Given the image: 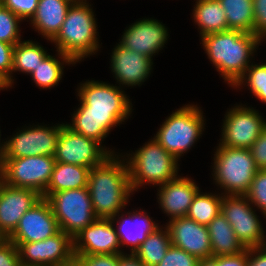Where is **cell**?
Returning <instances> with one entry per match:
<instances>
[{
    "label": "cell",
    "instance_id": "1",
    "mask_svg": "<svg viewBox=\"0 0 266 266\" xmlns=\"http://www.w3.org/2000/svg\"><path fill=\"white\" fill-rule=\"evenodd\" d=\"M77 90L80 106L73 113L72 124L65 125L103 145L111 129L131 115L133 106L129 96L116 84L97 80H87Z\"/></svg>",
    "mask_w": 266,
    "mask_h": 266
},
{
    "label": "cell",
    "instance_id": "2",
    "mask_svg": "<svg viewBox=\"0 0 266 266\" xmlns=\"http://www.w3.org/2000/svg\"><path fill=\"white\" fill-rule=\"evenodd\" d=\"M201 41L208 59L231 87L244 75L262 43L252 33L231 29L204 35Z\"/></svg>",
    "mask_w": 266,
    "mask_h": 266
},
{
    "label": "cell",
    "instance_id": "3",
    "mask_svg": "<svg viewBox=\"0 0 266 266\" xmlns=\"http://www.w3.org/2000/svg\"><path fill=\"white\" fill-rule=\"evenodd\" d=\"M119 156L110 155L101 165L89 171L87 187L97 218L111 219L127 206L133 194L127 161Z\"/></svg>",
    "mask_w": 266,
    "mask_h": 266
},
{
    "label": "cell",
    "instance_id": "4",
    "mask_svg": "<svg viewBox=\"0 0 266 266\" xmlns=\"http://www.w3.org/2000/svg\"><path fill=\"white\" fill-rule=\"evenodd\" d=\"M95 19L87 0H75L68 8L59 33L51 41L56 45V51L69 56L75 63L97 53L101 47Z\"/></svg>",
    "mask_w": 266,
    "mask_h": 266
},
{
    "label": "cell",
    "instance_id": "5",
    "mask_svg": "<svg viewBox=\"0 0 266 266\" xmlns=\"http://www.w3.org/2000/svg\"><path fill=\"white\" fill-rule=\"evenodd\" d=\"M122 157H127L132 192L138 191L143 185L159 186L179 176L178 160L154 138Z\"/></svg>",
    "mask_w": 266,
    "mask_h": 266
},
{
    "label": "cell",
    "instance_id": "6",
    "mask_svg": "<svg viewBox=\"0 0 266 266\" xmlns=\"http://www.w3.org/2000/svg\"><path fill=\"white\" fill-rule=\"evenodd\" d=\"M213 162V180L222 195H246L258 169L249 149L218 145Z\"/></svg>",
    "mask_w": 266,
    "mask_h": 266
},
{
    "label": "cell",
    "instance_id": "7",
    "mask_svg": "<svg viewBox=\"0 0 266 266\" xmlns=\"http://www.w3.org/2000/svg\"><path fill=\"white\" fill-rule=\"evenodd\" d=\"M204 120L200 107L187 104L169 115L153 138L179 161L200 139L205 129Z\"/></svg>",
    "mask_w": 266,
    "mask_h": 266
},
{
    "label": "cell",
    "instance_id": "8",
    "mask_svg": "<svg viewBox=\"0 0 266 266\" xmlns=\"http://www.w3.org/2000/svg\"><path fill=\"white\" fill-rule=\"evenodd\" d=\"M46 200L50 203L59 229L72 239L97 219L88 187L55 192Z\"/></svg>",
    "mask_w": 266,
    "mask_h": 266
},
{
    "label": "cell",
    "instance_id": "9",
    "mask_svg": "<svg viewBox=\"0 0 266 266\" xmlns=\"http://www.w3.org/2000/svg\"><path fill=\"white\" fill-rule=\"evenodd\" d=\"M54 164V156L49 155L4 158L0 167L1 181L8 186L32 189L43 195L50 182Z\"/></svg>",
    "mask_w": 266,
    "mask_h": 266
},
{
    "label": "cell",
    "instance_id": "10",
    "mask_svg": "<svg viewBox=\"0 0 266 266\" xmlns=\"http://www.w3.org/2000/svg\"><path fill=\"white\" fill-rule=\"evenodd\" d=\"M246 195H223L221 214L232 226L236 237L247 248L263 247L266 235L256 210Z\"/></svg>",
    "mask_w": 266,
    "mask_h": 266
},
{
    "label": "cell",
    "instance_id": "11",
    "mask_svg": "<svg viewBox=\"0 0 266 266\" xmlns=\"http://www.w3.org/2000/svg\"><path fill=\"white\" fill-rule=\"evenodd\" d=\"M103 146L94 139L72 131L65 123H62L54 154L55 162L80 165L91 169L101 165L110 155L118 153Z\"/></svg>",
    "mask_w": 266,
    "mask_h": 266
},
{
    "label": "cell",
    "instance_id": "12",
    "mask_svg": "<svg viewBox=\"0 0 266 266\" xmlns=\"http://www.w3.org/2000/svg\"><path fill=\"white\" fill-rule=\"evenodd\" d=\"M266 127L259 111L246 105H235L224 116L220 146L249 149Z\"/></svg>",
    "mask_w": 266,
    "mask_h": 266
},
{
    "label": "cell",
    "instance_id": "13",
    "mask_svg": "<svg viewBox=\"0 0 266 266\" xmlns=\"http://www.w3.org/2000/svg\"><path fill=\"white\" fill-rule=\"evenodd\" d=\"M62 124L45 126L37 124L22 128L4 141V158H23L28 156H54Z\"/></svg>",
    "mask_w": 266,
    "mask_h": 266
},
{
    "label": "cell",
    "instance_id": "14",
    "mask_svg": "<svg viewBox=\"0 0 266 266\" xmlns=\"http://www.w3.org/2000/svg\"><path fill=\"white\" fill-rule=\"evenodd\" d=\"M17 248L22 266H60L75 258L73 239L62 230L43 241L21 243Z\"/></svg>",
    "mask_w": 266,
    "mask_h": 266
},
{
    "label": "cell",
    "instance_id": "15",
    "mask_svg": "<svg viewBox=\"0 0 266 266\" xmlns=\"http://www.w3.org/2000/svg\"><path fill=\"white\" fill-rule=\"evenodd\" d=\"M50 203L41 198L19 220L16 229L7 237L18 247L21 243L43 241L59 231Z\"/></svg>",
    "mask_w": 266,
    "mask_h": 266
},
{
    "label": "cell",
    "instance_id": "16",
    "mask_svg": "<svg viewBox=\"0 0 266 266\" xmlns=\"http://www.w3.org/2000/svg\"><path fill=\"white\" fill-rule=\"evenodd\" d=\"M111 219L97 218L73 238L74 255L124 253Z\"/></svg>",
    "mask_w": 266,
    "mask_h": 266
},
{
    "label": "cell",
    "instance_id": "17",
    "mask_svg": "<svg viewBox=\"0 0 266 266\" xmlns=\"http://www.w3.org/2000/svg\"><path fill=\"white\" fill-rule=\"evenodd\" d=\"M171 245L183 249L200 261L212 257L208 227L187 217L170 220L166 225Z\"/></svg>",
    "mask_w": 266,
    "mask_h": 266
},
{
    "label": "cell",
    "instance_id": "18",
    "mask_svg": "<svg viewBox=\"0 0 266 266\" xmlns=\"http://www.w3.org/2000/svg\"><path fill=\"white\" fill-rule=\"evenodd\" d=\"M168 28L153 18H143L128 26L119 42L124 47L153 59L169 38ZM154 55V56H153Z\"/></svg>",
    "mask_w": 266,
    "mask_h": 266
},
{
    "label": "cell",
    "instance_id": "19",
    "mask_svg": "<svg viewBox=\"0 0 266 266\" xmlns=\"http://www.w3.org/2000/svg\"><path fill=\"white\" fill-rule=\"evenodd\" d=\"M112 50L111 72L119 87L141 86L152 71L153 59L117 43Z\"/></svg>",
    "mask_w": 266,
    "mask_h": 266
},
{
    "label": "cell",
    "instance_id": "20",
    "mask_svg": "<svg viewBox=\"0 0 266 266\" xmlns=\"http://www.w3.org/2000/svg\"><path fill=\"white\" fill-rule=\"evenodd\" d=\"M37 191L15 188L0 181V232L7 238L17 227L19 220L40 199Z\"/></svg>",
    "mask_w": 266,
    "mask_h": 266
},
{
    "label": "cell",
    "instance_id": "21",
    "mask_svg": "<svg viewBox=\"0 0 266 266\" xmlns=\"http://www.w3.org/2000/svg\"><path fill=\"white\" fill-rule=\"evenodd\" d=\"M158 189L157 202L162 211L169 217V221L186 217L193 198L200 190L195 180L180 175L167 183L159 185Z\"/></svg>",
    "mask_w": 266,
    "mask_h": 266
},
{
    "label": "cell",
    "instance_id": "22",
    "mask_svg": "<svg viewBox=\"0 0 266 266\" xmlns=\"http://www.w3.org/2000/svg\"><path fill=\"white\" fill-rule=\"evenodd\" d=\"M111 221L114 225L115 222L117 224L115 230L121 247H130V253H135L148 235L159 227L158 223L153 221L149 214L142 209L127 213L119 211L111 218Z\"/></svg>",
    "mask_w": 266,
    "mask_h": 266
},
{
    "label": "cell",
    "instance_id": "23",
    "mask_svg": "<svg viewBox=\"0 0 266 266\" xmlns=\"http://www.w3.org/2000/svg\"><path fill=\"white\" fill-rule=\"evenodd\" d=\"M75 0H39L35 14L29 20L35 31L50 42L59 33L68 8Z\"/></svg>",
    "mask_w": 266,
    "mask_h": 266
},
{
    "label": "cell",
    "instance_id": "24",
    "mask_svg": "<svg viewBox=\"0 0 266 266\" xmlns=\"http://www.w3.org/2000/svg\"><path fill=\"white\" fill-rule=\"evenodd\" d=\"M90 168L55 162L50 182L42 195L47 199L52 193L88 186Z\"/></svg>",
    "mask_w": 266,
    "mask_h": 266
},
{
    "label": "cell",
    "instance_id": "25",
    "mask_svg": "<svg viewBox=\"0 0 266 266\" xmlns=\"http://www.w3.org/2000/svg\"><path fill=\"white\" fill-rule=\"evenodd\" d=\"M194 6L192 16L200 30V38L229 30L225 10L218 0H196Z\"/></svg>",
    "mask_w": 266,
    "mask_h": 266
},
{
    "label": "cell",
    "instance_id": "26",
    "mask_svg": "<svg viewBox=\"0 0 266 266\" xmlns=\"http://www.w3.org/2000/svg\"><path fill=\"white\" fill-rule=\"evenodd\" d=\"M207 227L212 247V256L233 255L246 250L236 237L232 226L221 213Z\"/></svg>",
    "mask_w": 266,
    "mask_h": 266
},
{
    "label": "cell",
    "instance_id": "27",
    "mask_svg": "<svg viewBox=\"0 0 266 266\" xmlns=\"http://www.w3.org/2000/svg\"><path fill=\"white\" fill-rule=\"evenodd\" d=\"M56 52L58 54L57 57L48 54L30 74L36 86L41 89H50L58 85L60 80H62L64 64H76L69 56L59 51Z\"/></svg>",
    "mask_w": 266,
    "mask_h": 266
},
{
    "label": "cell",
    "instance_id": "28",
    "mask_svg": "<svg viewBox=\"0 0 266 266\" xmlns=\"http://www.w3.org/2000/svg\"><path fill=\"white\" fill-rule=\"evenodd\" d=\"M170 246L171 240L167 227L159 226L148 235L134 254L145 266H157Z\"/></svg>",
    "mask_w": 266,
    "mask_h": 266
},
{
    "label": "cell",
    "instance_id": "29",
    "mask_svg": "<svg viewBox=\"0 0 266 266\" xmlns=\"http://www.w3.org/2000/svg\"><path fill=\"white\" fill-rule=\"evenodd\" d=\"M225 10L228 29L254 34L253 0H218Z\"/></svg>",
    "mask_w": 266,
    "mask_h": 266
},
{
    "label": "cell",
    "instance_id": "30",
    "mask_svg": "<svg viewBox=\"0 0 266 266\" xmlns=\"http://www.w3.org/2000/svg\"><path fill=\"white\" fill-rule=\"evenodd\" d=\"M48 55L39 42L32 40L19 41L13 51V72L31 74L41 61Z\"/></svg>",
    "mask_w": 266,
    "mask_h": 266
},
{
    "label": "cell",
    "instance_id": "31",
    "mask_svg": "<svg viewBox=\"0 0 266 266\" xmlns=\"http://www.w3.org/2000/svg\"><path fill=\"white\" fill-rule=\"evenodd\" d=\"M222 197L220 193H203L199 190L193 198L186 217L207 226L221 213Z\"/></svg>",
    "mask_w": 266,
    "mask_h": 266
},
{
    "label": "cell",
    "instance_id": "32",
    "mask_svg": "<svg viewBox=\"0 0 266 266\" xmlns=\"http://www.w3.org/2000/svg\"><path fill=\"white\" fill-rule=\"evenodd\" d=\"M247 85L249 91L263 103H266V63L253 64L247 68L244 75L235 83L233 88Z\"/></svg>",
    "mask_w": 266,
    "mask_h": 266
},
{
    "label": "cell",
    "instance_id": "33",
    "mask_svg": "<svg viewBox=\"0 0 266 266\" xmlns=\"http://www.w3.org/2000/svg\"><path fill=\"white\" fill-rule=\"evenodd\" d=\"M21 22L20 17L0 3V41L13 45L21 41Z\"/></svg>",
    "mask_w": 266,
    "mask_h": 266
},
{
    "label": "cell",
    "instance_id": "34",
    "mask_svg": "<svg viewBox=\"0 0 266 266\" xmlns=\"http://www.w3.org/2000/svg\"><path fill=\"white\" fill-rule=\"evenodd\" d=\"M253 207H257L266 218V170H258L249 192L246 194Z\"/></svg>",
    "mask_w": 266,
    "mask_h": 266
},
{
    "label": "cell",
    "instance_id": "35",
    "mask_svg": "<svg viewBox=\"0 0 266 266\" xmlns=\"http://www.w3.org/2000/svg\"><path fill=\"white\" fill-rule=\"evenodd\" d=\"M157 266H201V261L183 249L171 245Z\"/></svg>",
    "mask_w": 266,
    "mask_h": 266
},
{
    "label": "cell",
    "instance_id": "36",
    "mask_svg": "<svg viewBox=\"0 0 266 266\" xmlns=\"http://www.w3.org/2000/svg\"><path fill=\"white\" fill-rule=\"evenodd\" d=\"M14 47L13 44L0 41V77L10 88L14 84L12 76Z\"/></svg>",
    "mask_w": 266,
    "mask_h": 266
},
{
    "label": "cell",
    "instance_id": "37",
    "mask_svg": "<svg viewBox=\"0 0 266 266\" xmlns=\"http://www.w3.org/2000/svg\"><path fill=\"white\" fill-rule=\"evenodd\" d=\"M39 0H0V3L10 9L22 20L31 19L35 14Z\"/></svg>",
    "mask_w": 266,
    "mask_h": 266
},
{
    "label": "cell",
    "instance_id": "38",
    "mask_svg": "<svg viewBox=\"0 0 266 266\" xmlns=\"http://www.w3.org/2000/svg\"><path fill=\"white\" fill-rule=\"evenodd\" d=\"M201 266H248V248L233 255L212 256L201 261Z\"/></svg>",
    "mask_w": 266,
    "mask_h": 266
},
{
    "label": "cell",
    "instance_id": "39",
    "mask_svg": "<svg viewBox=\"0 0 266 266\" xmlns=\"http://www.w3.org/2000/svg\"><path fill=\"white\" fill-rule=\"evenodd\" d=\"M254 35L266 40V0H253Z\"/></svg>",
    "mask_w": 266,
    "mask_h": 266
},
{
    "label": "cell",
    "instance_id": "40",
    "mask_svg": "<svg viewBox=\"0 0 266 266\" xmlns=\"http://www.w3.org/2000/svg\"><path fill=\"white\" fill-rule=\"evenodd\" d=\"M80 266H118V254L74 255Z\"/></svg>",
    "mask_w": 266,
    "mask_h": 266
},
{
    "label": "cell",
    "instance_id": "41",
    "mask_svg": "<svg viewBox=\"0 0 266 266\" xmlns=\"http://www.w3.org/2000/svg\"><path fill=\"white\" fill-rule=\"evenodd\" d=\"M0 266H22L18 248L7 238L0 243Z\"/></svg>",
    "mask_w": 266,
    "mask_h": 266
},
{
    "label": "cell",
    "instance_id": "42",
    "mask_svg": "<svg viewBox=\"0 0 266 266\" xmlns=\"http://www.w3.org/2000/svg\"><path fill=\"white\" fill-rule=\"evenodd\" d=\"M258 170H266V127L249 148Z\"/></svg>",
    "mask_w": 266,
    "mask_h": 266
},
{
    "label": "cell",
    "instance_id": "43",
    "mask_svg": "<svg viewBox=\"0 0 266 266\" xmlns=\"http://www.w3.org/2000/svg\"><path fill=\"white\" fill-rule=\"evenodd\" d=\"M248 266H266L265 248H248Z\"/></svg>",
    "mask_w": 266,
    "mask_h": 266
},
{
    "label": "cell",
    "instance_id": "44",
    "mask_svg": "<svg viewBox=\"0 0 266 266\" xmlns=\"http://www.w3.org/2000/svg\"><path fill=\"white\" fill-rule=\"evenodd\" d=\"M118 266H145L134 253L118 254Z\"/></svg>",
    "mask_w": 266,
    "mask_h": 266
},
{
    "label": "cell",
    "instance_id": "45",
    "mask_svg": "<svg viewBox=\"0 0 266 266\" xmlns=\"http://www.w3.org/2000/svg\"><path fill=\"white\" fill-rule=\"evenodd\" d=\"M0 141H1V131H0ZM3 143V144H2ZM0 143V167L4 162V142Z\"/></svg>",
    "mask_w": 266,
    "mask_h": 266
},
{
    "label": "cell",
    "instance_id": "46",
    "mask_svg": "<svg viewBox=\"0 0 266 266\" xmlns=\"http://www.w3.org/2000/svg\"><path fill=\"white\" fill-rule=\"evenodd\" d=\"M7 88H9L6 84V82L0 77V90H7Z\"/></svg>",
    "mask_w": 266,
    "mask_h": 266
},
{
    "label": "cell",
    "instance_id": "47",
    "mask_svg": "<svg viewBox=\"0 0 266 266\" xmlns=\"http://www.w3.org/2000/svg\"><path fill=\"white\" fill-rule=\"evenodd\" d=\"M60 266H80V265L75 259H73L70 263L60 265Z\"/></svg>",
    "mask_w": 266,
    "mask_h": 266
},
{
    "label": "cell",
    "instance_id": "48",
    "mask_svg": "<svg viewBox=\"0 0 266 266\" xmlns=\"http://www.w3.org/2000/svg\"><path fill=\"white\" fill-rule=\"evenodd\" d=\"M6 238L4 237V235L0 232V243L5 240Z\"/></svg>",
    "mask_w": 266,
    "mask_h": 266
},
{
    "label": "cell",
    "instance_id": "49",
    "mask_svg": "<svg viewBox=\"0 0 266 266\" xmlns=\"http://www.w3.org/2000/svg\"><path fill=\"white\" fill-rule=\"evenodd\" d=\"M263 248H265V250H266V238L264 240Z\"/></svg>",
    "mask_w": 266,
    "mask_h": 266
}]
</instances>
